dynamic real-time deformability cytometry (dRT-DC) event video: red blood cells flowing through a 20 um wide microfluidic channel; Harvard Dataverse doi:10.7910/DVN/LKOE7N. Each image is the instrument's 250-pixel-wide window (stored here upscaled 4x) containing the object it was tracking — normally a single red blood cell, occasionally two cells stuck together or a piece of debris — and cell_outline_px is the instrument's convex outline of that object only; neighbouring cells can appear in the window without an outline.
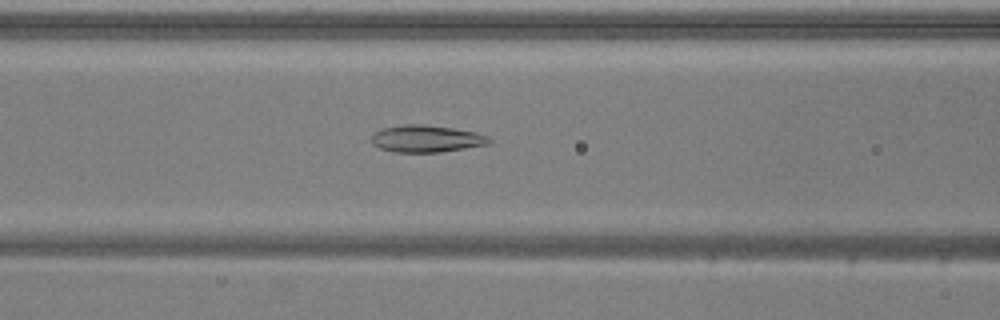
{"species": "common noctule bat (a hibernating species)", "species_latin": "Nyctalus noctula", "temperature_condition": "warm", "stored_images_in_passage": 44, "camera_frame_rate_fps": 3000, "um_per_image_px": 0.085, "animal": {"sex": "male", "body_mass_g": 20.5, "forearm_length_mm": 52.5}, "frame": {"image": 1, "passage_image": 18, "time_ms": 5.667, "image_size_px": [1000, 320], "cell_outline_px": [[492, 140], [488, 144], [440, 152], [396, 152], [380, 148], [372, 144], [372, 132], [384, 128], [404, 124], [424, 124], [452, 128], [476, 132], [488, 136]], "centroid_in_image_um": [36.22, 11.78], "position_along_channel_um": 130.4, "area_um2": 18.5}}
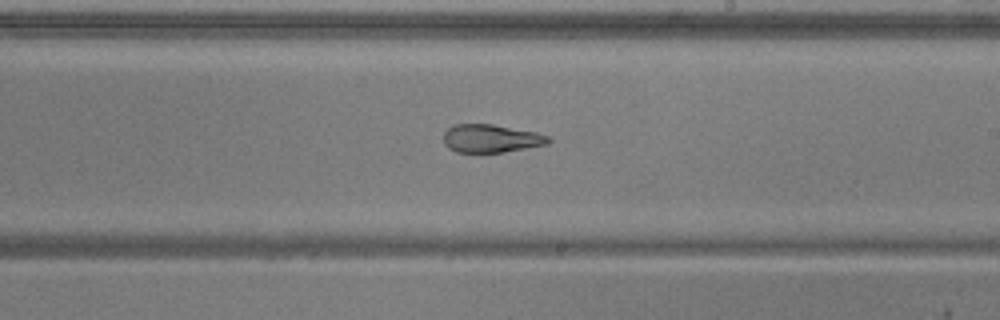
{"frame": {"image": 2, "passage_image": 27, "time_ms": 8.667, "image_size_px": [1000, 320], "cell_outline_px": [[552, 140], [548, 144], [504, 152], [456, 152], [448, 148], [444, 144], [444, 132], [452, 124], [492, 124], [536, 132], [548, 136]], "centroid_in_image_um": [41.72, 11.77], "position_along_channel_um": 247.3, "area_um2": 17.22}}
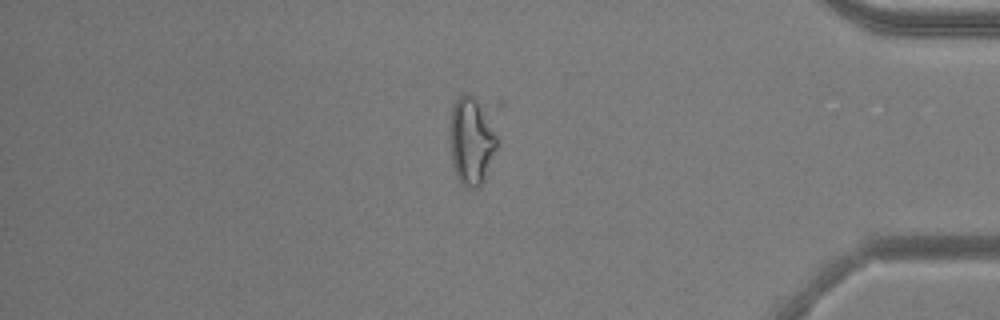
{"frame": {"image": 3, "passage_image": 41, "time_ms": 13.333, "image_size_px": [1000, 320], "cell_outline_px": [[496, 148], [484, 176], [480, 184], [476, 188], [468, 188], [460, 184], [452, 164], [452, 104], [464, 92], [468, 92], [484, 104], [496, 136]], "centroid_in_image_um": [40.07, 11.92], "position_along_channel_um": 395.1, "area_um2": 23.41}, "authors_computed_cell_mechanics": {"area_um2": 19.8832, "velocity_mm_per_s": 3.894, "shape_relaxation_time_tau1_ms": null, "shape_relaxation_time_tau2_ms": 2.1843, "deformation_change_tau1": null, "deformation_change_tau2": 0.0845}}